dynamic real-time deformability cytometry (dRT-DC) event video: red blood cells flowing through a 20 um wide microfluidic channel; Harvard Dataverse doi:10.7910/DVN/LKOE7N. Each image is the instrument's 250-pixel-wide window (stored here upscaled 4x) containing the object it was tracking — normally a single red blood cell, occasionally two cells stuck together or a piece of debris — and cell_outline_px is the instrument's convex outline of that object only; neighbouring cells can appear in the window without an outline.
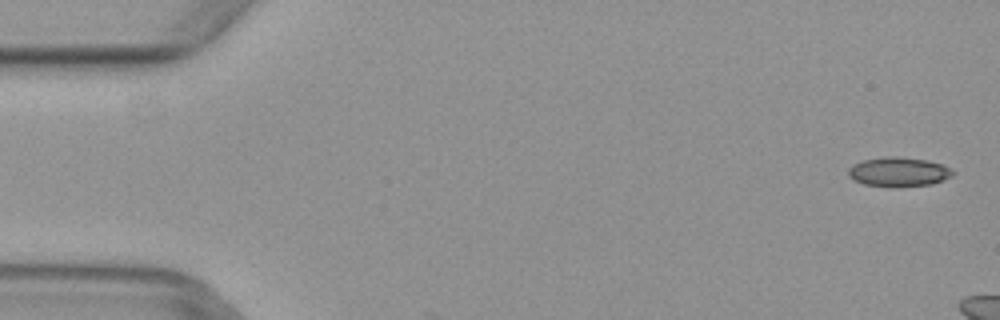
{"species": "common noctule bat (a hibernating species)", "species_latin": "Nyctalus noctula", "temperature_condition": "warm", "stored_images_in_passage": 3, "camera_frame_rate_fps": 3000, "um_per_image_px": 0.085, "animal": {"sex": "female", "body_mass_g": 29.2, "forearm_length_mm": 56.3}, "frame": {"image": 1, "passage_image": 1, "time_ms": 0.0, "image_size_px": [1000, 320], "cell_outline_px": [[956, 172], [952, 176], [932, 184], [892, 188], [864, 184], [852, 180], [848, 176], [848, 168], [852, 164], [864, 160], [888, 156], [896, 156], [924, 160], [940, 164]], "centroid_in_image_um": [76.33, 14.63], "position_along_channel_um": 8.7, "area_um2": 17.98}}